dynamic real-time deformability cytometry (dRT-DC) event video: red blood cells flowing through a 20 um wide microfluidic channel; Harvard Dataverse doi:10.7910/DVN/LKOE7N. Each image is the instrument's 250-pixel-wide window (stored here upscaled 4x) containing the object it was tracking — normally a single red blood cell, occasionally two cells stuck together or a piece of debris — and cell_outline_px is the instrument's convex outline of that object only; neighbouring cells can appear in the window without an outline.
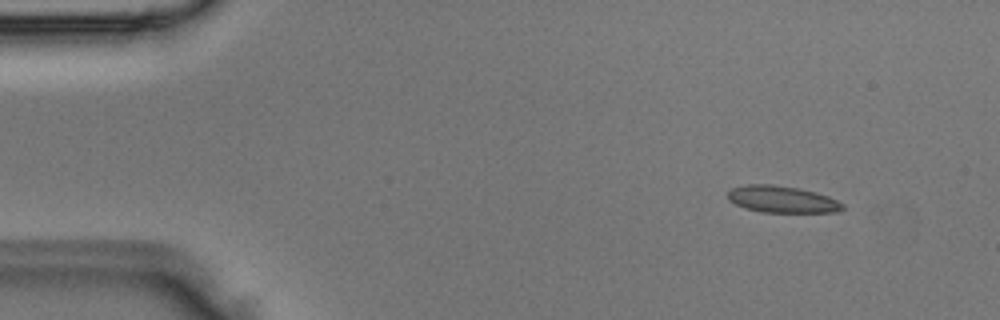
{"species": "Egyptian fruit bat (a non-hibernating species)", "species_latin": "Rousettus aegyptiacus", "temperature_condition": "room temperature", "stored_images_in_passage": 3, "camera_frame_rate_fps": 3000, "um_per_image_px": 0.085, "animal": {"sex": "male"}, "frame": {"image": 1, "passage_image": 1, "time_ms": 0.0, "image_size_px": [1000, 320], "cell_outline_px": [[844, 208], [836, 212], [760, 212], [744, 208], [728, 200], [728, 192], [732, 188], [748, 184], [772, 184], [800, 188], [816, 192], [828, 196], [844, 204]], "centroid_in_image_um": [66.47, 16.94], "position_along_channel_um": 18.5, "area_um2": 17.98}}